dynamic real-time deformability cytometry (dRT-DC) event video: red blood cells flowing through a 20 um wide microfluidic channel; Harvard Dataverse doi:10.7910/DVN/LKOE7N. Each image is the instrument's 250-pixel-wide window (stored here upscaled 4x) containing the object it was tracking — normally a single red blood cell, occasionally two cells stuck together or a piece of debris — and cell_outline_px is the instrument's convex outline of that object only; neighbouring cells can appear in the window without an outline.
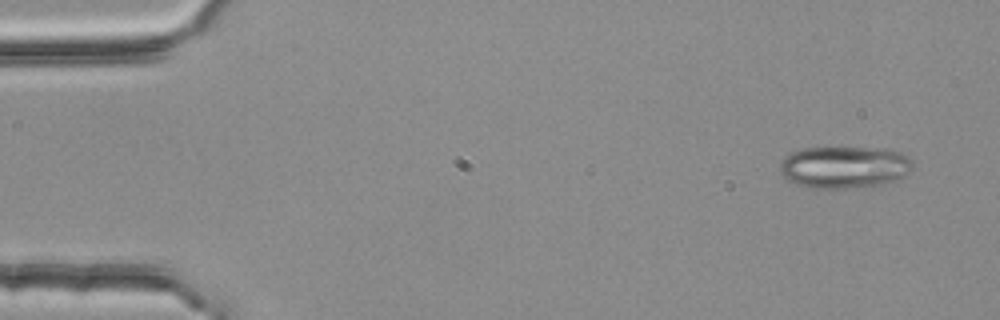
{"species": "common noctule bat (a hibernating species)", "species_latin": "Nyctalus noctula", "temperature_condition": "room temperature", "stored_images_in_passage": 3, "camera_frame_rate_fps": 3000, "um_per_image_px": 0.085, "animal": {"sex": "female", "body_mass_g": 25.1}, "frame": {"image": 1, "passage_image": 1, "time_ms": 0.0, "image_size_px": [1000, 320], "cell_outline_px": [[912, 168], [904, 176], [896, 180], [876, 188], [812, 188], [796, 184], [788, 180], [780, 172], [780, 164], [788, 152], [800, 148], [888, 148], [900, 152], [908, 156], [912, 160]], "centroid_in_image_um": [71.8, 14.22], "position_along_channel_um": 13.2, "area_um2": 33.23}}